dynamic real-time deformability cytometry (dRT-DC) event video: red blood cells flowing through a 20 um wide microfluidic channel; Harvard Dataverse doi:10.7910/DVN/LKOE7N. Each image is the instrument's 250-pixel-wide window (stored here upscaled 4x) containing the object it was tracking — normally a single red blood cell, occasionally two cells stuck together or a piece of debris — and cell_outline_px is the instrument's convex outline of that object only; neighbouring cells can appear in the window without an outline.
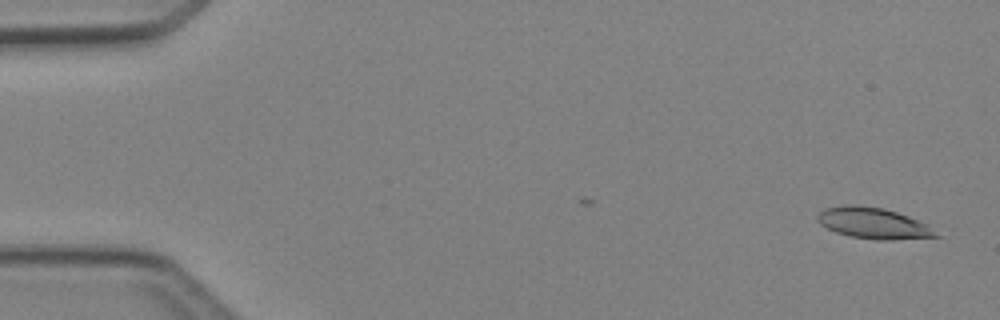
{"species": "Egyptian fruit bat (a non-hibernating species)", "species_latin": "Rousettus aegyptiacus", "temperature_condition": "cold", "stored_images_in_passage": 41, "camera_frame_rate_fps": 3000, "um_per_image_px": 0.085, "animal": {"sex": "female"}, "frame": {"image": 1, "passage_image": 1, "time_ms": 0.0, "image_size_px": [1000, 320], "cell_outline_px": [[944, 236], [892, 240], [876, 240], [852, 236], [836, 232], [820, 224], [816, 220], [816, 216], [824, 208], [844, 204], [856, 204], [884, 208], [908, 216], [924, 224]], "centroid_in_image_um": [74.2, 18.96], "position_along_channel_um": 10.8, "area_um2": 21.44}}
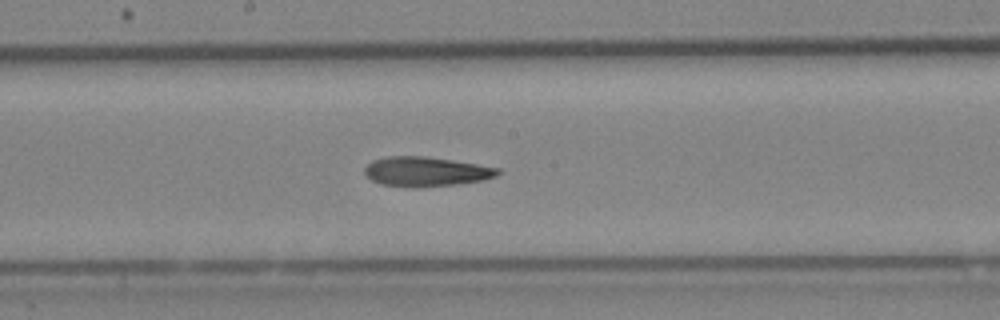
{"frame": {"image": 2, "passage_image": 25, "time_ms": 8.0, "image_size_px": [1000, 320], "cell_outline_px": [[500, 172], [496, 176], [484, 180], [456, 184], [416, 188], [412, 188], [380, 184], [372, 180], [364, 172], [364, 168], [372, 160], [388, 156], [424, 156], [452, 160], [500, 168]], "centroid_in_image_um": [36.19, 14.59], "position_along_channel_um": 212.0, "area_um2": 23.0}}
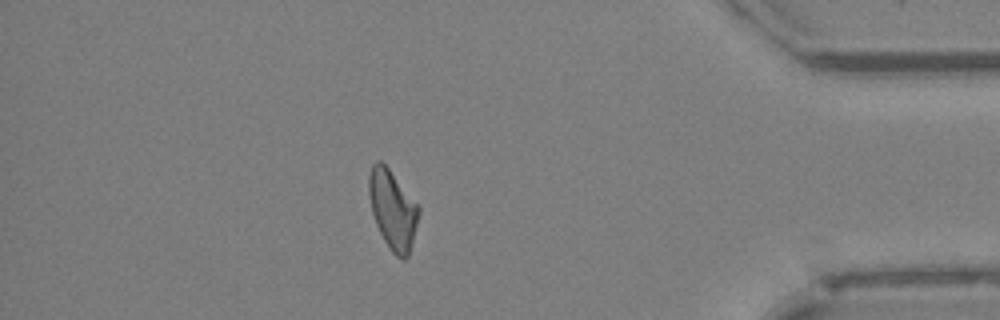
{"frame": {"image": 3, "passage_image": 41, "time_ms": 13.333, "image_size_px": [1000, 320], "cell_outline_px": [[420, 212], [408, 256], [404, 260], [400, 260], [392, 252], [384, 240], [376, 224], [372, 212], [368, 192], [368, 176], [372, 164], [376, 160], [380, 160], [388, 168], [420, 208]], "centroid_in_image_um": [33.36, 17.82], "position_along_channel_um": 401.8, "area_um2": 22.66}, "authors_computed_cell_mechanics": {"area_um2": 22.7154, "velocity_mm_per_s": 4.2699, "shape_relaxation_time_tau1_ms": 8.157, "shape_relaxation_time_tau2_ms": 6.1962, "deformation_change_tau1": 0.2181, "deformation_change_tau2": 0.1738}}